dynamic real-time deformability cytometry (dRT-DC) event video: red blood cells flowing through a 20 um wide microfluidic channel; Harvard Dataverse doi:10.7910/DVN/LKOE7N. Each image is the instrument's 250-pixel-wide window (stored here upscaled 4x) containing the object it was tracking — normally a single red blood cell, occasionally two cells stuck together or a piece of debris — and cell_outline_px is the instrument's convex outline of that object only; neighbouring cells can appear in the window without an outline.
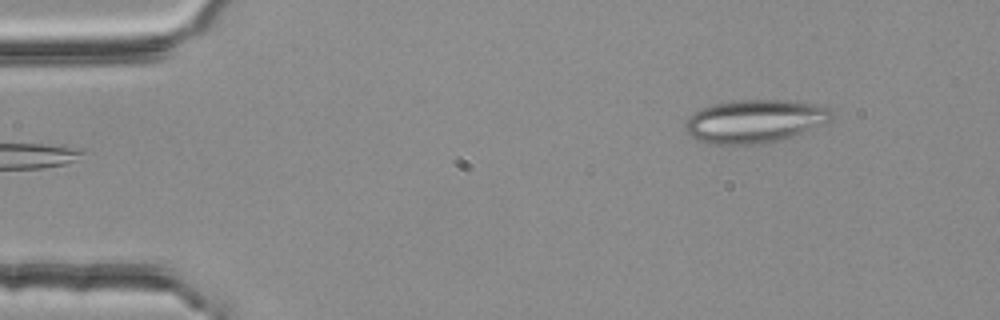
{"species": "common noctule bat (a hibernating species)", "species_latin": "Nyctalus noctula", "temperature_condition": "room temperature", "stored_images_in_passage": 6, "camera_frame_rate_fps": 3000, "um_per_image_px": 0.085, "animal": {"sex": "female", "body_mass_g": 25.1}, "frame": {"image": 1, "passage_image": 6, "time_ms": 1.667, "image_size_px": [1000, 320], "cell_outline_px": [[836, 116], [832, 120], [824, 124], [792, 136], [780, 140], [764, 144], [712, 144], [696, 140], [688, 136], [684, 128], [684, 124], [688, 116], [704, 108], [716, 104], [740, 100], [788, 100], [812, 104], [828, 108]], "centroid_in_image_um": [64.15, 10.32], "position_along_channel_um": 20.9, "area_um2": 36.82}}